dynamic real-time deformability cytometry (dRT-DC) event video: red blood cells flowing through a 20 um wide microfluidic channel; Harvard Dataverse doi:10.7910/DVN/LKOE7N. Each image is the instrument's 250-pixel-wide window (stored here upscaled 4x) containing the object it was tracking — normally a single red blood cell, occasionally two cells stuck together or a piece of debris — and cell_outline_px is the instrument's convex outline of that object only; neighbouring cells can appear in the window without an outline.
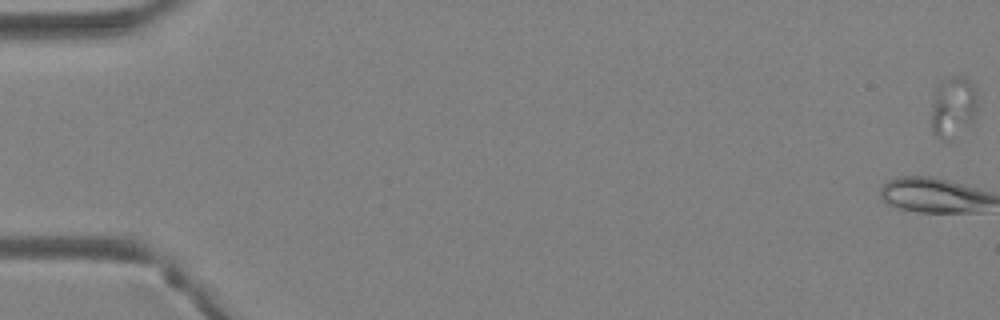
{"species": "Egyptian fruit bat (a non-hibernating species)", "species_latin": "Rousettus aegyptiacus", "temperature_condition": "warm", "stored_images_in_passage": 44, "camera_frame_rate_fps": 3000, "um_per_image_px": 0.085, "animal": {"sex": "female"}, "frame": {"image": 1, "passage_image": 1, "time_ms": 0.0, "image_size_px": [1000, 320], "cell_outline_px": [[976, 108], [972, 124], [952, 144], [936, 136], [932, 132], [932, 104], [936, 92], [944, 80], [948, 76], [964, 76], [972, 84], [976, 92]], "centroid_in_image_um": [81.04, 9.21], "position_along_channel_um": 4.0, "area_um2": 16.76}}
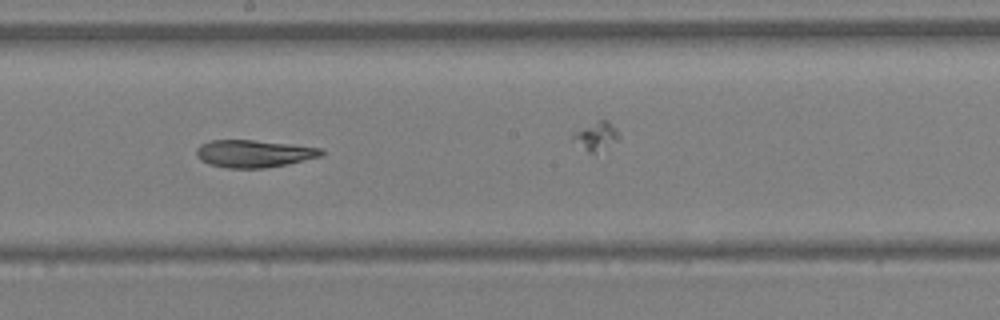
{"frame": {"image": 2, "passage_image": 25, "time_ms": 8.0, "image_size_px": [1000, 320], "cell_outline_px": [[324, 152], [320, 156], [288, 164], [264, 168], [228, 168], [208, 164], [200, 160], [196, 156], [196, 148], [200, 144], [208, 140], [252, 140], [324, 148]], "centroid_in_image_um": [21.53, 13.06], "position_along_channel_um": 226.7, "area_um2": 20.0}}
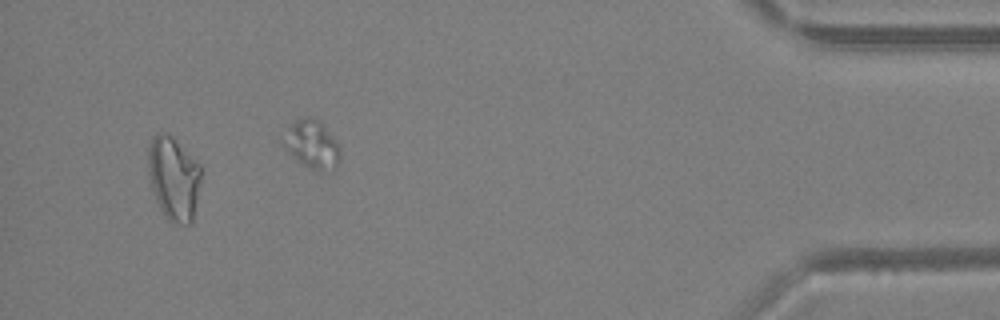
{"frame": {"image": 3, "passage_image": 41, "time_ms": 13.333, "image_size_px": [1000, 320], "cell_outline_px": [[200, 180], [192, 224], [172, 224], [164, 216], [156, 200], [148, 176], [148, 148], [152, 140], [160, 132], [168, 132], [200, 164]], "centroid_in_image_um": [14.75, 15.17], "position_along_channel_um": 420.4, "area_um2": 25.78}}